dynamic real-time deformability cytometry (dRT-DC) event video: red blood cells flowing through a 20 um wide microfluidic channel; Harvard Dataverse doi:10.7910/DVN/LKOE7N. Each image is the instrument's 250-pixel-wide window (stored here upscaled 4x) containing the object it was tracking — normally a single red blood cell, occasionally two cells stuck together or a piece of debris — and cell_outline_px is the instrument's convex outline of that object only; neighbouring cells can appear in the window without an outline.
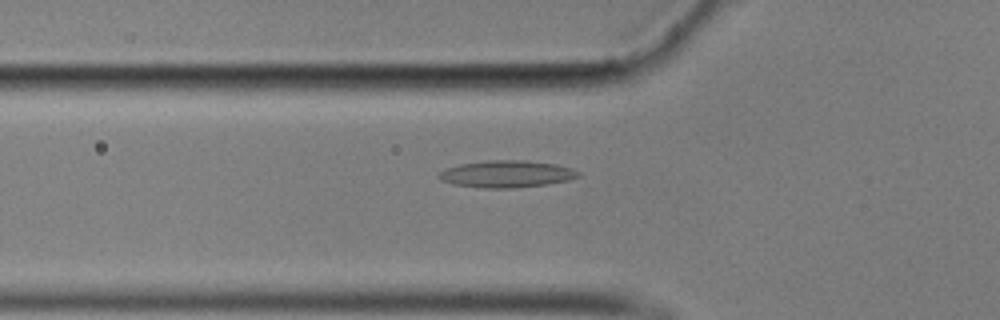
{"species": "common noctule bat (a hibernating species)", "species_latin": "Nyctalus noctula", "temperature_condition": "cold", "stored_images_in_passage": 57, "camera_frame_rate_fps": 3000, "um_per_image_px": 0.085, "animal": {"sex": "male", "body_mass_g": 17.9}, "frame": {"image": 1, "passage_image": 20, "time_ms": 6.333, "image_size_px": [1000, 320], "cell_outline_px": [[580, 176], [568, 180], [548, 184], [512, 188], [484, 188], [452, 184], [440, 180], [436, 176], [444, 168], [460, 164], [488, 160], [524, 160], [556, 164], [572, 168], [580, 172]], "centroid_in_image_um": [43.04, 14.79], "position_along_channel_um": 82.8, "area_um2": 22.08}}
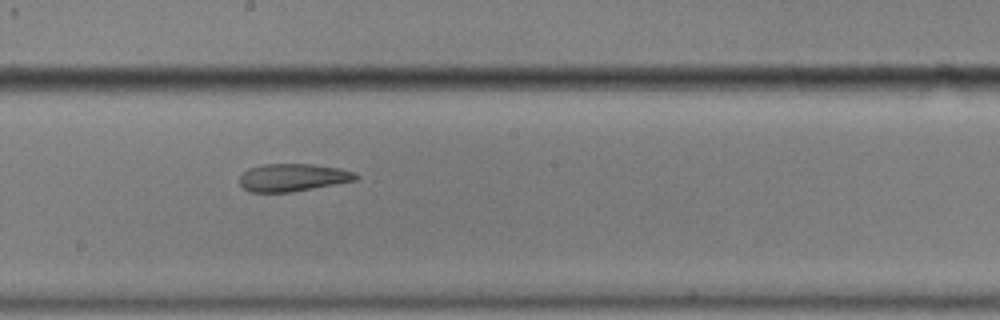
{"frame": {"image": 2, "passage_image": 32, "time_ms": 10.333, "image_size_px": [1000, 320], "cell_outline_px": [[360, 176], [356, 180], [292, 192], [248, 192], [240, 184], [240, 176], [248, 168], [264, 164], [312, 164], [340, 168], [352, 172]], "centroid_in_image_um": [24.87, 15.09], "position_along_channel_um": 223.3, "area_um2": 18.67}}
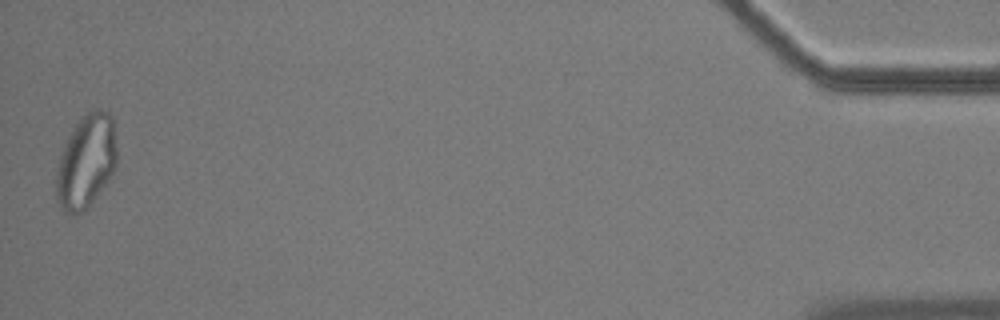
{"frame": {"image": 3, "passage_image": 57, "time_ms": 18.667, "image_size_px": [1000, 320], "cell_outline_px": [[116, 164], [108, 180], [88, 208], [76, 216], [64, 212], [56, 200], [56, 172], [60, 156], [64, 144], [68, 136], [76, 124], [88, 112], [96, 108], [100, 108], [108, 112], [112, 116], [116, 148]], "centroid_in_image_um": [7.3, 13.76], "position_along_channel_um": 427.9, "area_um2": 33.0}, "authors_computed_cell_mechanics": {"area_um2": 21.3282, "velocity_mm_per_s": 3.4956, "shape_relaxation_time_tau1_ms": null, "shape_relaxation_time_tau2_ms": 4.8126, "deformation_change_tau1": null, "deformation_change_tau2": 0.1424}}